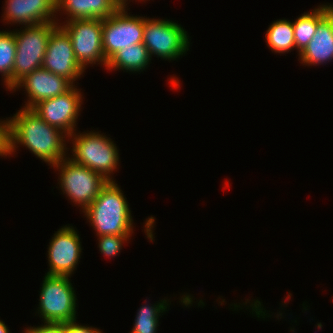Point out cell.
<instances>
[{
    "label": "cell",
    "instance_id": "d6986e66",
    "mask_svg": "<svg viewBox=\"0 0 333 333\" xmlns=\"http://www.w3.org/2000/svg\"><path fill=\"white\" fill-rule=\"evenodd\" d=\"M266 42L276 53H284L296 48L293 23L285 19L273 22L267 30Z\"/></svg>",
    "mask_w": 333,
    "mask_h": 333
},
{
    "label": "cell",
    "instance_id": "7402d4cb",
    "mask_svg": "<svg viewBox=\"0 0 333 333\" xmlns=\"http://www.w3.org/2000/svg\"><path fill=\"white\" fill-rule=\"evenodd\" d=\"M130 235H102L99 236V248L105 256H116L122 249L124 241L129 239Z\"/></svg>",
    "mask_w": 333,
    "mask_h": 333
},
{
    "label": "cell",
    "instance_id": "3957f363",
    "mask_svg": "<svg viewBox=\"0 0 333 333\" xmlns=\"http://www.w3.org/2000/svg\"><path fill=\"white\" fill-rule=\"evenodd\" d=\"M56 21L27 25L22 32H14L16 55L12 73V90L27 74L41 68L47 44Z\"/></svg>",
    "mask_w": 333,
    "mask_h": 333
},
{
    "label": "cell",
    "instance_id": "52a82bcc",
    "mask_svg": "<svg viewBox=\"0 0 333 333\" xmlns=\"http://www.w3.org/2000/svg\"><path fill=\"white\" fill-rule=\"evenodd\" d=\"M187 32L169 20L145 19L143 44L151 55L174 60L186 53L189 47Z\"/></svg>",
    "mask_w": 333,
    "mask_h": 333
},
{
    "label": "cell",
    "instance_id": "8992f818",
    "mask_svg": "<svg viewBox=\"0 0 333 333\" xmlns=\"http://www.w3.org/2000/svg\"><path fill=\"white\" fill-rule=\"evenodd\" d=\"M60 169V187L70 199L82 206L85 210L98 196L101 189L107 184L99 173L90 168L74 162L68 158L62 159L52 167Z\"/></svg>",
    "mask_w": 333,
    "mask_h": 333
},
{
    "label": "cell",
    "instance_id": "44dd1931",
    "mask_svg": "<svg viewBox=\"0 0 333 333\" xmlns=\"http://www.w3.org/2000/svg\"><path fill=\"white\" fill-rule=\"evenodd\" d=\"M167 301L157 303V305L142 306L137 313L134 328L131 333H156L159 313H163L167 308Z\"/></svg>",
    "mask_w": 333,
    "mask_h": 333
},
{
    "label": "cell",
    "instance_id": "603a6c76",
    "mask_svg": "<svg viewBox=\"0 0 333 333\" xmlns=\"http://www.w3.org/2000/svg\"><path fill=\"white\" fill-rule=\"evenodd\" d=\"M11 153V123L7 119V121H0V156H7Z\"/></svg>",
    "mask_w": 333,
    "mask_h": 333
},
{
    "label": "cell",
    "instance_id": "d4e9b609",
    "mask_svg": "<svg viewBox=\"0 0 333 333\" xmlns=\"http://www.w3.org/2000/svg\"><path fill=\"white\" fill-rule=\"evenodd\" d=\"M65 333H101V331L95 328L82 326L75 321L64 322Z\"/></svg>",
    "mask_w": 333,
    "mask_h": 333
},
{
    "label": "cell",
    "instance_id": "5bb4252c",
    "mask_svg": "<svg viewBox=\"0 0 333 333\" xmlns=\"http://www.w3.org/2000/svg\"><path fill=\"white\" fill-rule=\"evenodd\" d=\"M56 1L57 0H7L4 20L14 23L19 22V24L26 26L55 21L52 18L57 11Z\"/></svg>",
    "mask_w": 333,
    "mask_h": 333
},
{
    "label": "cell",
    "instance_id": "ac0fdd59",
    "mask_svg": "<svg viewBox=\"0 0 333 333\" xmlns=\"http://www.w3.org/2000/svg\"><path fill=\"white\" fill-rule=\"evenodd\" d=\"M332 5H323L314 9L311 13H304L293 23L295 46L299 54L312 40L318 22L332 9Z\"/></svg>",
    "mask_w": 333,
    "mask_h": 333
},
{
    "label": "cell",
    "instance_id": "9c48e42d",
    "mask_svg": "<svg viewBox=\"0 0 333 333\" xmlns=\"http://www.w3.org/2000/svg\"><path fill=\"white\" fill-rule=\"evenodd\" d=\"M61 27L70 36L76 60L85 69L89 63L107 65L102 45L103 20L97 18L66 20Z\"/></svg>",
    "mask_w": 333,
    "mask_h": 333
},
{
    "label": "cell",
    "instance_id": "2e32d148",
    "mask_svg": "<svg viewBox=\"0 0 333 333\" xmlns=\"http://www.w3.org/2000/svg\"><path fill=\"white\" fill-rule=\"evenodd\" d=\"M122 4L118 0H57L56 9L66 11L69 20L105 19L113 15ZM60 9V10H59Z\"/></svg>",
    "mask_w": 333,
    "mask_h": 333
},
{
    "label": "cell",
    "instance_id": "7c38bea8",
    "mask_svg": "<svg viewBox=\"0 0 333 333\" xmlns=\"http://www.w3.org/2000/svg\"><path fill=\"white\" fill-rule=\"evenodd\" d=\"M79 235L71 226H64L54 234L48 248L49 275L70 276L81 254Z\"/></svg>",
    "mask_w": 333,
    "mask_h": 333
},
{
    "label": "cell",
    "instance_id": "7a4b0ae2",
    "mask_svg": "<svg viewBox=\"0 0 333 333\" xmlns=\"http://www.w3.org/2000/svg\"><path fill=\"white\" fill-rule=\"evenodd\" d=\"M122 190L108 181L95 200L83 211L97 235H130L132 216Z\"/></svg>",
    "mask_w": 333,
    "mask_h": 333
},
{
    "label": "cell",
    "instance_id": "277c9868",
    "mask_svg": "<svg viewBox=\"0 0 333 333\" xmlns=\"http://www.w3.org/2000/svg\"><path fill=\"white\" fill-rule=\"evenodd\" d=\"M73 158L74 162L84 165L102 175L106 180L113 181L110 178L119 162L118 150L113 141L98 132L86 134H72Z\"/></svg>",
    "mask_w": 333,
    "mask_h": 333
},
{
    "label": "cell",
    "instance_id": "e0dca14e",
    "mask_svg": "<svg viewBox=\"0 0 333 333\" xmlns=\"http://www.w3.org/2000/svg\"><path fill=\"white\" fill-rule=\"evenodd\" d=\"M151 56L143 43L133 44L127 48H122L114 54L108 61V69H125L127 71H143L149 64Z\"/></svg>",
    "mask_w": 333,
    "mask_h": 333
},
{
    "label": "cell",
    "instance_id": "ffe728a7",
    "mask_svg": "<svg viewBox=\"0 0 333 333\" xmlns=\"http://www.w3.org/2000/svg\"><path fill=\"white\" fill-rule=\"evenodd\" d=\"M16 55V42L13 32L0 31V73L4 76L6 88L12 90V73Z\"/></svg>",
    "mask_w": 333,
    "mask_h": 333
},
{
    "label": "cell",
    "instance_id": "484cf974",
    "mask_svg": "<svg viewBox=\"0 0 333 333\" xmlns=\"http://www.w3.org/2000/svg\"><path fill=\"white\" fill-rule=\"evenodd\" d=\"M0 333H9L8 327L0 320Z\"/></svg>",
    "mask_w": 333,
    "mask_h": 333
},
{
    "label": "cell",
    "instance_id": "6da1fadb",
    "mask_svg": "<svg viewBox=\"0 0 333 333\" xmlns=\"http://www.w3.org/2000/svg\"><path fill=\"white\" fill-rule=\"evenodd\" d=\"M11 123V150L14 152L16 144L30 149L41 160L54 165L66 156V145L63 134L59 128L49 125L40 118L31 108H22L10 119ZM65 135V136H63Z\"/></svg>",
    "mask_w": 333,
    "mask_h": 333
},
{
    "label": "cell",
    "instance_id": "5b68a950",
    "mask_svg": "<svg viewBox=\"0 0 333 333\" xmlns=\"http://www.w3.org/2000/svg\"><path fill=\"white\" fill-rule=\"evenodd\" d=\"M70 276L46 274L40 292L39 312L44 322L76 320V295Z\"/></svg>",
    "mask_w": 333,
    "mask_h": 333
},
{
    "label": "cell",
    "instance_id": "8fae6325",
    "mask_svg": "<svg viewBox=\"0 0 333 333\" xmlns=\"http://www.w3.org/2000/svg\"><path fill=\"white\" fill-rule=\"evenodd\" d=\"M42 68L63 76L72 83L84 72L75 58L70 36L60 25L51 32Z\"/></svg>",
    "mask_w": 333,
    "mask_h": 333
},
{
    "label": "cell",
    "instance_id": "30bf717a",
    "mask_svg": "<svg viewBox=\"0 0 333 333\" xmlns=\"http://www.w3.org/2000/svg\"><path fill=\"white\" fill-rule=\"evenodd\" d=\"M79 92L73 86L64 94L38 102L31 109L49 125L70 136L74 133L82 103V95Z\"/></svg>",
    "mask_w": 333,
    "mask_h": 333
},
{
    "label": "cell",
    "instance_id": "4316f807",
    "mask_svg": "<svg viewBox=\"0 0 333 333\" xmlns=\"http://www.w3.org/2000/svg\"><path fill=\"white\" fill-rule=\"evenodd\" d=\"M122 5H127V0H118Z\"/></svg>",
    "mask_w": 333,
    "mask_h": 333
},
{
    "label": "cell",
    "instance_id": "4fadbf2b",
    "mask_svg": "<svg viewBox=\"0 0 333 333\" xmlns=\"http://www.w3.org/2000/svg\"><path fill=\"white\" fill-rule=\"evenodd\" d=\"M20 86L25 87L29 97L24 108H32L42 100L64 94L75 85L67 78L41 67L27 74L13 89L16 90Z\"/></svg>",
    "mask_w": 333,
    "mask_h": 333
},
{
    "label": "cell",
    "instance_id": "9a60e30c",
    "mask_svg": "<svg viewBox=\"0 0 333 333\" xmlns=\"http://www.w3.org/2000/svg\"><path fill=\"white\" fill-rule=\"evenodd\" d=\"M305 65H316L333 59V8L318 22L312 40L299 54Z\"/></svg>",
    "mask_w": 333,
    "mask_h": 333
},
{
    "label": "cell",
    "instance_id": "ba28073f",
    "mask_svg": "<svg viewBox=\"0 0 333 333\" xmlns=\"http://www.w3.org/2000/svg\"><path fill=\"white\" fill-rule=\"evenodd\" d=\"M126 5L103 19L102 45L106 62L122 48L143 43L144 17L129 16Z\"/></svg>",
    "mask_w": 333,
    "mask_h": 333
},
{
    "label": "cell",
    "instance_id": "cb8c5ba5",
    "mask_svg": "<svg viewBox=\"0 0 333 333\" xmlns=\"http://www.w3.org/2000/svg\"><path fill=\"white\" fill-rule=\"evenodd\" d=\"M25 333H65V327L63 323L46 322L42 326L27 328Z\"/></svg>",
    "mask_w": 333,
    "mask_h": 333
}]
</instances>
